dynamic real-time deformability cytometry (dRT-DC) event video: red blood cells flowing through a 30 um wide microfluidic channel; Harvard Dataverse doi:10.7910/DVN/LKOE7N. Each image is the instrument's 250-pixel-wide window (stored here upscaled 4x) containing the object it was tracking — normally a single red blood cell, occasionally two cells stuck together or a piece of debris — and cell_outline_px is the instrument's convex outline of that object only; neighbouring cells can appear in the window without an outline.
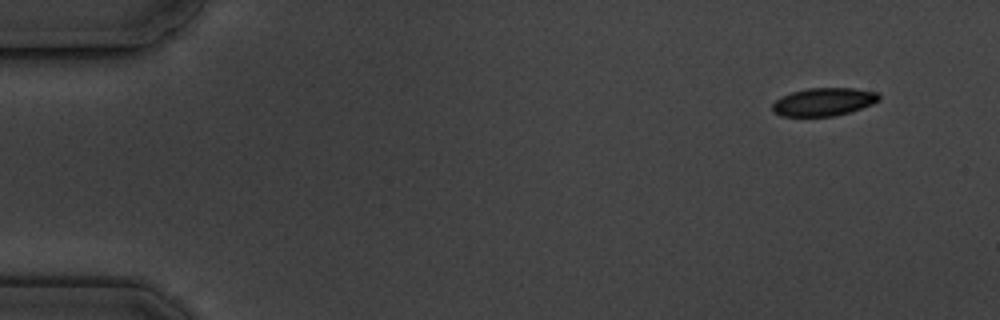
{"species": "common noctule bat (a hibernating species)", "species_latin": "Nyctalus noctula", "temperature_condition": "cold", "stored_images_in_passage": 10, "camera_frame_rate_fps": 3000, "um_per_image_px": 0.085, "animal": {"sex": "male", "body_mass_g": 19.5, "forearm_length_mm": 54.6}, "frame": {"image": 1, "passage_image": 1, "time_ms": 0.0, "image_size_px": [1000, 320], "cell_outline_px": [[880, 100], [872, 104], [848, 112], [832, 116], [780, 116], [772, 112], [772, 104], [776, 100], [792, 92], [808, 88], [856, 88], [880, 92]], "centroid_in_image_um": [70.03, 8.65], "position_along_channel_um": 15.0, "area_um2": 17.4}}
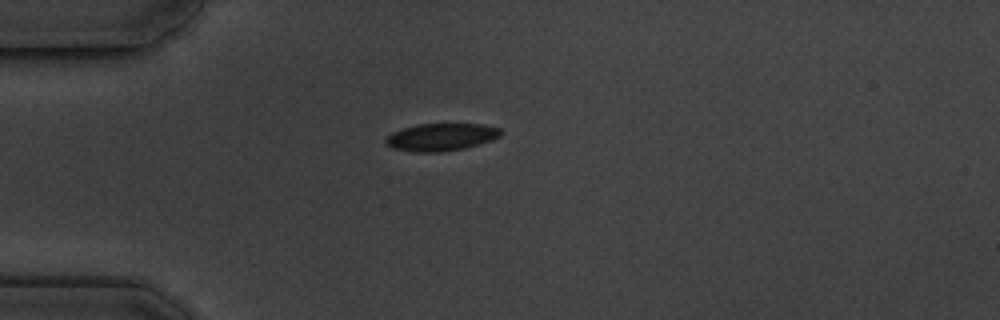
{"frame": {"image": 2, "passage_image": 4, "time_ms": 3.667, "image_size_px": [1000, 320], "cell_outline_px": [[504, 132], [500, 136], [492, 140], [464, 148], [440, 152], [412, 152], [392, 148], [384, 144], [384, 136], [392, 132], [416, 124], [484, 124], [500, 128]], "centroid_in_image_um": [37.46, 11.65], "position_along_channel_um": 47.5, "area_um2": 18.67}}